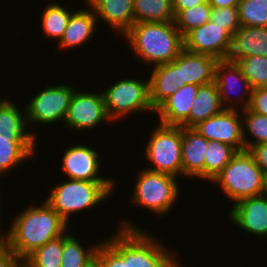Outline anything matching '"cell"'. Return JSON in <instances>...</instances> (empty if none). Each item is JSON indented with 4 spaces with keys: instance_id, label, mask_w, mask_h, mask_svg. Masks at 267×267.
Segmentation results:
<instances>
[{
    "instance_id": "obj_26",
    "label": "cell",
    "mask_w": 267,
    "mask_h": 267,
    "mask_svg": "<svg viewBox=\"0 0 267 267\" xmlns=\"http://www.w3.org/2000/svg\"><path fill=\"white\" fill-rule=\"evenodd\" d=\"M14 104L8 98L0 97V136L3 137H37L27 128L26 109ZM28 129V130H27Z\"/></svg>"
},
{
    "instance_id": "obj_3",
    "label": "cell",
    "mask_w": 267,
    "mask_h": 267,
    "mask_svg": "<svg viewBox=\"0 0 267 267\" xmlns=\"http://www.w3.org/2000/svg\"><path fill=\"white\" fill-rule=\"evenodd\" d=\"M56 185V186H55ZM116 181L65 180L54 184L51 193L44 199L68 224L74 213L98 207L112 197Z\"/></svg>"
},
{
    "instance_id": "obj_21",
    "label": "cell",
    "mask_w": 267,
    "mask_h": 267,
    "mask_svg": "<svg viewBox=\"0 0 267 267\" xmlns=\"http://www.w3.org/2000/svg\"><path fill=\"white\" fill-rule=\"evenodd\" d=\"M36 137L0 136V176L20 167L26 160H31L36 152ZM34 155V156H33ZM32 157V158H31ZM5 175V176H4Z\"/></svg>"
},
{
    "instance_id": "obj_1",
    "label": "cell",
    "mask_w": 267,
    "mask_h": 267,
    "mask_svg": "<svg viewBox=\"0 0 267 267\" xmlns=\"http://www.w3.org/2000/svg\"><path fill=\"white\" fill-rule=\"evenodd\" d=\"M26 208L11 221L6 242L22 260L70 230L69 224L45 200Z\"/></svg>"
},
{
    "instance_id": "obj_37",
    "label": "cell",
    "mask_w": 267,
    "mask_h": 267,
    "mask_svg": "<svg viewBox=\"0 0 267 267\" xmlns=\"http://www.w3.org/2000/svg\"><path fill=\"white\" fill-rule=\"evenodd\" d=\"M248 109L267 116V87L252 89Z\"/></svg>"
},
{
    "instance_id": "obj_20",
    "label": "cell",
    "mask_w": 267,
    "mask_h": 267,
    "mask_svg": "<svg viewBox=\"0 0 267 267\" xmlns=\"http://www.w3.org/2000/svg\"><path fill=\"white\" fill-rule=\"evenodd\" d=\"M85 8L75 10L69 19L68 25L63 33L62 38L58 41V49L71 50L73 48L82 47L91 41L95 31H97L96 15L93 9L87 4Z\"/></svg>"
},
{
    "instance_id": "obj_4",
    "label": "cell",
    "mask_w": 267,
    "mask_h": 267,
    "mask_svg": "<svg viewBox=\"0 0 267 267\" xmlns=\"http://www.w3.org/2000/svg\"><path fill=\"white\" fill-rule=\"evenodd\" d=\"M264 173L248 150L237 152L231 161L214 177L216 184L228 199L237 201L261 195Z\"/></svg>"
},
{
    "instance_id": "obj_42",
    "label": "cell",
    "mask_w": 267,
    "mask_h": 267,
    "mask_svg": "<svg viewBox=\"0 0 267 267\" xmlns=\"http://www.w3.org/2000/svg\"><path fill=\"white\" fill-rule=\"evenodd\" d=\"M1 192V191H0ZM0 201H1V199H0ZM1 204V203H0ZM1 206V205H0ZM3 209H1V207H0V223L3 221L2 219H3V216L1 217V211H2ZM2 218V219H1ZM1 224H0V245H2V244H5L6 242H7V235H8V232H3L4 231V228H1ZM3 229V230H2Z\"/></svg>"
},
{
    "instance_id": "obj_9",
    "label": "cell",
    "mask_w": 267,
    "mask_h": 267,
    "mask_svg": "<svg viewBox=\"0 0 267 267\" xmlns=\"http://www.w3.org/2000/svg\"><path fill=\"white\" fill-rule=\"evenodd\" d=\"M123 219L117 228L128 229V267H167L177 257L152 232Z\"/></svg>"
},
{
    "instance_id": "obj_39",
    "label": "cell",
    "mask_w": 267,
    "mask_h": 267,
    "mask_svg": "<svg viewBox=\"0 0 267 267\" xmlns=\"http://www.w3.org/2000/svg\"><path fill=\"white\" fill-rule=\"evenodd\" d=\"M262 172L267 173V142L255 145L248 150Z\"/></svg>"
},
{
    "instance_id": "obj_8",
    "label": "cell",
    "mask_w": 267,
    "mask_h": 267,
    "mask_svg": "<svg viewBox=\"0 0 267 267\" xmlns=\"http://www.w3.org/2000/svg\"><path fill=\"white\" fill-rule=\"evenodd\" d=\"M75 89L69 84H48L30 97L31 99L25 104L28 128L32 126L33 129L34 126L41 124L52 126L57 124L56 122L62 124Z\"/></svg>"
},
{
    "instance_id": "obj_31",
    "label": "cell",
    "mask_w": 267,
    "mask_h": 267,
    "mask_svg": "<svg viewBox=\"0 0 267 267\" xmlns=\"http://www.w3.org/2000/svg\"><path fill=\"white\" fill-rule=\"evenodd\" d=\"M241 115L243 119L245 150H249L255 145L267 142V116L251 112L248 108L241 110ZM247 133L253 137V140Z\"/></svg>"
},
{
    "instance_id": "obj_27",
    "label": "cell",
    "mask_w": 267,
    "mask_h": 267,
    "mask_svg": "<svg viewBox=\"0 0 267 267\" xmlns=\"http://www.w3.org/2000/svg\"><path fill=\"white\" fill-rule=\"evenodd\" d=\"M45 8V9H44ZM75 11L68 10L67 7L59 2H49L40 14L41 27L45 38H51L58 42L68 25L71 14Z\"/></svg>"
},
{
    "instance_id": "obj_17",
    "label": "cell",
    "mask_w": 267,
    "mask_h": 267,
    "mask_svg": "<svg viewBox=\"0 0 267 267\" xmlns=\"http://www.w3.org/2000/svg\"><path fill=\"white\" fill-rule=\"evenodd\" d=\"M199 85L185 84L168 97L156 110L158 121L169 126L189 127V113Z\"/></svg>"
},
{
    "instance_id": "obj_32",
    "label": "cell",
    "mask_w": 267,
    "mask_h": 267,
    "mask_svg": "<svg viewBox=\"0 0 267 267\" xmlns=\"http://www.w3.org/2000/svg\"><path fill=\"white\" fill-rule=\"evenodd\" d=\"M212 6L206 0L204 3L180 11L174 23L184 37L193 28L200 27L210 21Z\"/></svg>"
},
{
    "instance_id": "obj_13",
    "label": "cell",
    "mask_w": 267,
    "mask_h": 267,
    "mask_svg": "<svg viewBox=\"0 0 267 267\" xmlns=\"http://www.w3.org/2000/svg\"><path fill=\"white\" fill-rule=\"evenodd\" d=\"M87 144L72 143L63 153L62 170L68 179L81 181H116L115 178L104 177L99 173L102 167L99 152ZM100 160V161H99ZM100 175V176H99ZM111 177V178H110Z\"/></svg>"
},
{
    "instance_id": "obj_22",
    "label": "cell",
    "mask_w": 267,
    "mask_h": 267,
    "mask_svg": "<svg viewBox=\"0 0 267 267\" xmlns=\"http://www.w3.org/2000/svg\"><path fill=\"white\" fill-rule=\"evenodd\" d=\"M258 55L267 57V27L240 26L232 36L227 60Z\"/></svg>"
},
{
    "instance_id": "obj_33",
    "label": "cell",
    "mask_w": 267,
    "mask_h": 267,
    "mask_svg": "<svg viewBox=\"0 0 267 267\" xmlns=\"http://www.w3.org/2000/svg\"><path fill=\"white\" fill-rule=\"evenodd\" d=\"M234 62L240 67L252 89L267 87V57L249 56L238 58Z\"/></svg>"
},
{
    "instance_id": "obj_12",
    "label": "cell",
    "mask_w": 267,
    "mask_h": 267,
    "mask_svg": "<svg viewBox=\"0 0 267 267\" xmlns=\"http://www.w3.org/2000/svg\"><path fill=\"white\" fill-rule=\"evenodd\" d=\"M240 109H224L222 112L193 127L208 141L215 140L232 146L237 152L245 150L243 119Z\"/></svg>"
},
{
    "instance_id": "obj_5",
    "label": "cell",
    "mask_w": 267,
    "mask_h": 267,
    "mask_svg": "<svg viewBox=\"0 0 267 267\" xmlns=\"http://www.w3.org/2000/svg\"><path fill=\"white\" fill-rule=\"evenodd\" d=\"M131 201L136 207H142L158 216H165L172 209L180 195L179 178L169 174L140 169Z\"/></svg>"
},
{
    "instance_id": "obj_40",
    "label": "cell",
    "mask_w": 267,
    "mask_h": 267,
    "mask_svg": "<svg viewBox=\"0 0 267 267\" xmlns=\"http://www.w3.org/2000/svg\"><path fill=\"white\" fill-rule=\"evenodd\" d=\"M206 0H172L173 14L176 16L180 11L204 3Z\"/></svg>"
},
{
    "instance_id": "obj_10",
    "label": "cell",
    "mask_w": 267,
    "mask_h": 267,
    "mask_svg": "<svg viewBox=\"0 0 267 267\" xmlns=\"http://www.w3.org/2000/svg\"><path fill=\"white\" fill-rule=\"evenodd\" d=\"M75 89L70 105L64 119V125L73 132L80 133L96 129L106 122H111L107 115L104 96L102 90L79 91ZM94 92V93H93ZM108 121V122H107Z\"/></svg>"
},
{
    "instance_id": "obj_38",
    "label": "cell",
    "mask_w": 267,
    "mask_h": 267,
    "mask_svg": "<svg viewBox=\"0 0 267 267\" xmlns=\"http://www.w3.org/2000/svg\"><path fill=\"white\" fill-rule=\"evenodd\" d=\"M21 261L6 243L0 245V267H17Z\"/></svg>"
},
{
    "instance_id": "obj_18",
    "label": "cell",
    "mask_w": 267,
    "mask_h": 267,
    "mask_svg": "<svg viewBox=\"0 0 267 267\" xmlns=\"http://www.w3.org/2000/svg\"><path fill=\"white\" fill-rule=\"evenodd\" d=\"M112 32L123 36L134 24V0H84ZM100 18V19H99Z\"/></svg>"
},
{
    "instance_id": "obj_30",
    "label": "cell",
    "mask_w": 267,
    "mask_h": 267,
    "mask_svg": "<svg viewBox=\"0 0 267 267\" xmlns=\"http://www.w3.org/2000/svg\"><path fill=\"white\" fill-rule=\"evenodd\" d=\"M236 153L237 151L230 145L215 140L208 141L204 162V180L211 182Z\"/></svg>"
},
{
    "instance_id": "obj_36",
    "label": "cell",
    "mask_w": 267,
    "mask_h": 267,
    "mask_svg": "<svg viewBox=\"0 0 267 267\" xmlns=\"http://www.w3.org/2000/svg\"><path fill=\"white\" fill-rule=\"evenodd\" d=\"M210 21L223 26L232 36L241 26L238 7H212Z\"/></svg>"
},
{
    "instance_id": "obj_35",
    "label": "cell",
    "mask_w": 267,
    "mask_h": 267,
    "mask_svg": "<svg viewBox=\"0 0 267 267\" xmlns=\"http://www.w3.org/2000/svg\"><path fill=\"white\" fill-rule=\"evenodd\" d=\"M238 13L241 26L267 27V0H240Z\"/></svg>"
},
{
    "instance_id": "obj_19",
    "label": "cell",
    "mask_w": 267,
    "mask_h": 267,
    "mask_svg": "<svg viewBox=\"0 0 267 267\" xmlns=\"http://www.w3.org/2000/svg\"><path fill=\"white\" fill-rule=\"evenodd\" d=\"M208 140L196 130L182 127V177L204 180V162Z\"/></svg>"
},
{
    "instance_id": "obj_16",
    "label": "cell",
    "mask_w": 267,
    "mask_h": 267,
    "mask_svg": "<svg viewBox=\"0 0 267 267\" xmlns=\"http://www.w3.org/2000/svg\"><path fill=\"white\" fill-rule=\"evenodd\" d=\"M176 62L177 86L185 84L204 85L215 81L218 59L206 54L193 53L183 48Z\"/></svg>"
},
{
    "instance_id": "obj_34",
    "label": "cell",
    "mask_w": 267,
    "mask_h": 267,
    "mask_svg": "<svg viewBox=\"0 0 267 267\" xmlns=\"http://www.w3.org/2000/svg\"><path fill=\"white\" fill-rule=\"evenodd\" d=\"M62 252L63 235L40 246L25 260L32 267H61Z\"/></svg>"
},
{
    "instance_id": "obj_24",
    "label": "cell",
    "mask_w": 267,
    "mask_h": 267,
    "mask_svg": "<svg viewBox=\"0 0 267 267\" xmlns=\"http://www.w3.org/2000/svg\"><path fill=\"white\" fill-rule=\"evenodd\" d=\"M149 78L150 102L156 110L168 97L174 94L179 87L176 78V62L157 65L151 69Z\"/></svg>"
},
{
    "instance_id": "obj_7",
    "label": "cell",
    "mask_w": 267,
    "mask_h": 267,
    "mask_svg": "<svg viewBox=\"0 0 267 267\" xmlns=\"http://www.w3.org/2000/svg\"><path fill=\"white\" fill-rule=\"evenodd\" d=\"M151 132L143 154L150 163L145 169L182 176V127L158 122Z\"/></svg>"
},
{
    "instance_id": "obj_44",
    "label": "cell",
    "mask_w": 267,
    "mask_h": 267,
    "mask_svg": "<svg viewBox=\"0 0 267 267\" xmlns=\"http://www.w3.org/2000/svg\"><path fill=\"white\" fill-rule=\"evenodd\" d=\"M177 258V259H176ZM179 257H175L167 267H183L181 262L178 261Z\"/></svg>"
},
{
    "instance_id": "obj_2",
    "label": "cell",
    "mask_w": 267,
    "mask_h": 267,
    "mask_svg": "<svg viewBox=\"0 0 267 267\" xmlns=\"http://www.w3.org/2000/svg\"><path fill=\"white\" fill-rule=\"evenodd\" d=\"M122 37L132 54L152 68L174 61L184 48L183 36L174 22L134 23Z\"/></svg>"
},
{
    "instance_id": "obj_28",
    "label": "cell",
    "mask_w": 267,
    "mask_h": 267,
    "mask_svg": "<svg viewBox=\"0 0 267 267\" xmlns=\"http://www.w3.org/2000/svg\"><path fill=\"white\" fill-rule=\"evenodd\" d=\"M91 247H83V243L80 241L74 233H65L63 235V252L61 267H87L95 260V255L100 242L96 244L95 241Z\"/></svg>"
},
{
    "instance_id": "obj_45",
    "label": "cell",
    "mask_w": 267,
    "mask_h": 267,
    "mask_svg": "<svg viewBox=\"0 0 267 267\" xmlns=\"http://www.w3.org/2000/svg\"><path fill=\"white\" fill-rule=\"evenodd\" d=\"M17 267H32L26 260H22Z\"/></svg>"
},
{
    "instance_id": "obj_43",
    "label": "cell",
    "mask_w": 267,
    "mask_h": 267,
    "mask_svg": "<svg viewBox=\"0 0 267 267\" xmlns=\"http://www.w3.org/2000/svg\"><path fill=\"white\" fill-rule=\"evenodd\" d=\"M261 195L267 199V173H265L263 176V188Z\"/></svg>"
},
{
    "instance_id": "obj_41",
    "label": "cell",
    "mask_w": 267,
    "mask_h": 267,
    "mask_svg": "<svg viewBox=\"0 0 267 267\" xmlns=\"http://www.w3.org/2000/svg\"><path fill=\"white\" fill-rule=\"evenodd\" d=\"M212 7H238L240 0H207Z\"/></svg>"
},
{
    "instance_id": "obj_25",
    "label": "cell",
    "mask_w": 267,
    "mask_h": 267,
    "mask_svg": "<svg viewBox=\"0 0 267 267\" xmlns=\"http://www.w3.org/2000/svg\"><path fill=\"white\" fill-rule=\"evenodd\" d=\"M189 113V128L222 112L225 108L221 103L215 81L199 85L196 97Z\"/></svg>"
},
{
    "instance_id": "obj_6",
    "label": "cell",
    "mask_w": 267,
    "mask_h": 267,
    "mask_svg": "<svg viewBox=\"0 0 267 267\" xmlns=\"http://www.w3.org/2000/svg\"><path fill=\"white\" fill-rule=\"evenodd\" d=\"M105 107L111 122H117L135 113L153 112L150 102L149 79H117L102 90Z\"/></svg>"
},
{
    "instance_id": "obj_14",
    "label": "cell",
    "mask_w": 267,
    "mask_h": 267,
    "mask_svg": "<svg viewBox=\"0 0 267 267\" xmlns=\"http://www.w3.org/2000/svg\"><path fill=\"white\" fill-rule=\"evenodd\" d=\"M183 40L186 50L210 55L218 60L227 59L232 45V35L223 26L211 21L193 28Z\"/></svg>"
},
{
    "instance_id": "obj_46",
    "label": "cell",
    "mask_w": 267,
    "mask_h": 267,
    "mask_svg": "<svg viewBox=\"0 0 267 267\" xmlns=\"http://www.w3.org/2000/svg\"><path fill=\"white\" fill-rule=\"evenodd\" d=\"M87 267H101L98 261L95 259L92 263H90Z\"/></svg>"
},
{
    "instance_id": "obj_15",
    "label": "cell",
    "mask_w": 267,
    "mask_h": 267,
    "mask_svg": "<svg viewBox=\"0 0 267 267\" xmlns=\"http://www.w3.org/2000/svg\"><path fill=\"white\" fill-rule=\"evenodd\" d=\"M231 210V211H230ZM228 211L230 224L245 233L267 239V199L262 195L237 201Z\"/></svg>"
},
{
    "instance_id": "obj_11",
    "label": "cell",
    "mask_w": 267,
    "mask_h": 267,
    "mask_svg": "<svg viewBox=\"0 0 267 267\" xmlns=\"http://www.w3.org/2000/svg\"><path fill=\"white\" fill-rule=\"evenodd\" d=\"M215 82L225 109L239 110L241 108L240 110H244L248 108L252 88L236 62L227 59L219 60L215 69ZM233 94L238 96L241 94V96L237 97Z\"/></svg>"
},
{
    "instance_id": "obj_29",
    "label": "cell",
    "mask_w": 267,
    "mask_h": 267,
    "mask_svg": "<svg viewBox=\"0 0 267 267\" xmlns=\"http://www.w3.org/2000/svg\"><path fill=\"white\" fill-rule=\"evenodd\" d=\"M134 23L174 22L172 0H134Z\"/></svg>"
},
{
    "instance_id": "obj_23",
    "label": "cell",
    "mask_w": 267,
    "mask_h": 267,
    "mask_svg": "<svg viewBox=\"0 0 267 267\" xmlns=\"http://www.w3.org/2000/svg\"><path fill=\"white\" fill-rule=\"evenodd\" d=\"M113 234L100 241L95 259L101 267H128V229L117 228Z\"/></svg>"
}]
</instances>
